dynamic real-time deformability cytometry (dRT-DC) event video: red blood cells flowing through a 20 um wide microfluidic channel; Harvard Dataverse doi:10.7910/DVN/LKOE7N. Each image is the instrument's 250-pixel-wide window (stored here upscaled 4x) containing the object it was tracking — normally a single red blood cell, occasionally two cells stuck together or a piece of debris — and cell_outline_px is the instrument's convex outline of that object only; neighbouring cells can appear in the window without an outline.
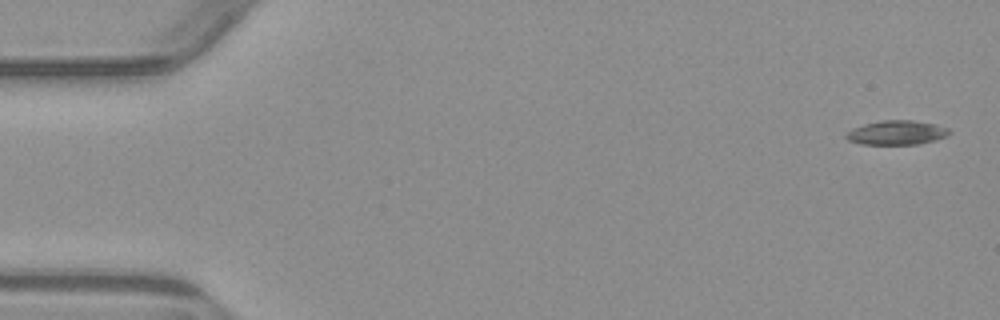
{"species": "common noctule bat (a hibernating species)", "species_latin": "Nyctalus noctula", "temperature_condition": "warm", "stored_images_in_passage": 6, "segment_of_instrument_passage": [1, 2], "camera_frame_rate_fps": 3000, "um_per_image_px": 0.085, "animal": {"sex": "male", "body_mass_g": 23.1, "forearm_length_mm": 52.7}, "frame": {"image": 1, "passage_image": 1, "time_ms": 0.0, "image_size_px": [1000, 320], "cell_outline_px": [[952, 132], [948, 136], [936, 140], [916, 144], [860, 144], [848, 140], [844, 136], [852, 128], [864, 124], [880, 120], [912, 120], [932, 124], [948, 128]], "centroid_in_image_um": [76.21, 11.27], "position_along_channel_um": 8.8, "area_um2": 14.57}}
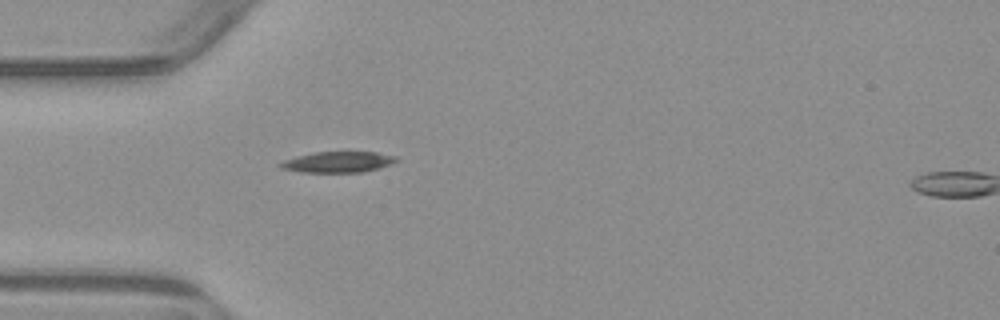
{"frame": {"image": 2, "passage_image": 5, "time_ms": 4.667, "image_size_px": [1000, 320], "cell_outline_px": [[400, 160], [392, 164], [380, 168], [364, 172], [300, 172], [280, 168], [276, 164], [284, 160], [296, 156], [316, 152], [376, 152], [396, 156]], "centroid_in_image_um": [28.74, 13.77], "position_along_channel_um": 56.3, "area_um2": 14.28}}